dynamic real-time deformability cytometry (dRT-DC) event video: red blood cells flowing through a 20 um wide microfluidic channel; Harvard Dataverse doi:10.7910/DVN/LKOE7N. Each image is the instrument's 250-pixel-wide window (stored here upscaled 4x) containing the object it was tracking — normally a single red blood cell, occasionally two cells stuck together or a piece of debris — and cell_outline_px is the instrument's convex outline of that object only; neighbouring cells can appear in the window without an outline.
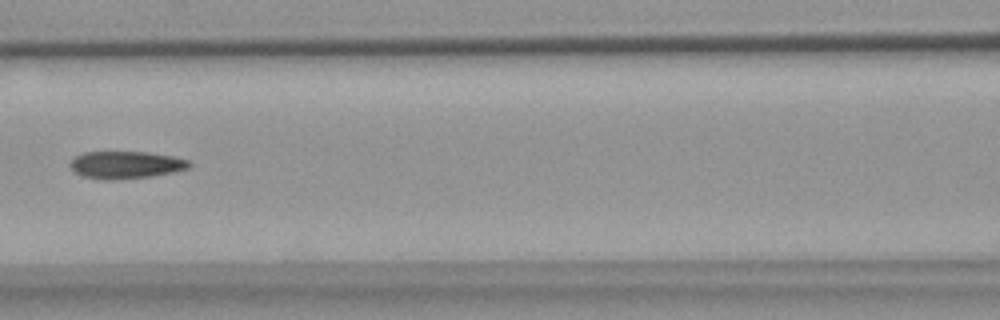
{"species": "common noctule bat (a hibernating species)", "species_latin": "Nyctalus noctula", "temperature_condition": "warm", "stored_images_in_passage": 7, "camera_frame_rate_fps": 3000, "um_per_image_px": 0.085, "animal": {"sex": "female", "body_mass_g": 18.4}, "frame": {"image": 1, "passage_image": 7, "time_ms": 6.667, "image_size_px": [1000, 320], "cell_outline_px": [[192, 164], [188, 168], [172, 172], [152, 176], [112, 180], [108, 180], [84, 176], [76, 172], [68, 164], [76, 156], [84, 152], [148, 152], [172, 156], [188, 160]], "centroid_in_image_um": [10.7, 14.01], "position_along_channel_um": 155.9, "area_um2": 18.79}}